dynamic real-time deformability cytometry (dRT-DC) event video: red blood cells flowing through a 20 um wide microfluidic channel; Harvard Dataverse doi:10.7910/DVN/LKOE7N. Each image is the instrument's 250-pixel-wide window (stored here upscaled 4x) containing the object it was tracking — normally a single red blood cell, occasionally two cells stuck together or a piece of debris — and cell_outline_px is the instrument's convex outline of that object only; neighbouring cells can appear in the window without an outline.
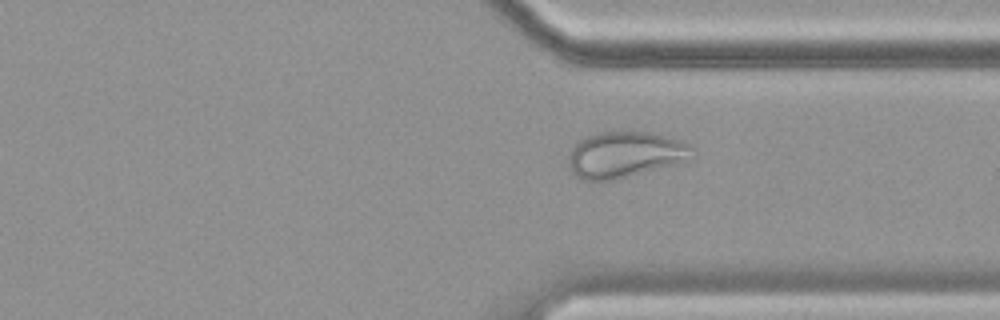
{"species": "common noctule bat (a hibernating species)", "species_latin": "Nyctalus noctula", "temperature_condition": "cold", "stored_images_in_passage": 56, "camera_frame_rate_fps": 3000, "um_per_image_px": 0.085, "animal": {"sex": "female", "body_mass_g": 19.9}, "frame": {"image": 1, "passage_image": 42, "time_ms": 13.667, "image_size_px": [1000, 320], "cell_outline_px": [[692, 160], [680, 164], [612, 180], [580, 180], [572, 176], [568, 164], [568, 156], [576, 140], [596, 132], [648, 132], [680, 140], [692, 144]], "centroid_in_image_um": [53.11, 13.15], "position_along_channel_um": 358.3, "area_um2": 33.81}}
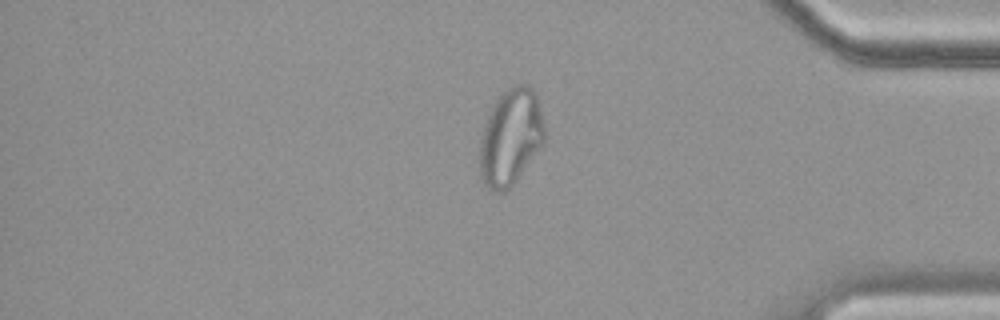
{"frame": {"image": 2, "passage_image": 47, "time_ms": 15.333, "image_size_px": [1000, 320], "cell_outline_px": [[544, 144], [516, 180], [504, 192], [492, 192], [480, 180], [480, 140], [484, 124], [496, 100], [508, 88], [516, 84], [528, 84], [536, 92], [544, 128]], "centroid_in_image_um": [43.4, 11.68], "position_along_channel_um": 391.8, "area_um2": 36.3}}